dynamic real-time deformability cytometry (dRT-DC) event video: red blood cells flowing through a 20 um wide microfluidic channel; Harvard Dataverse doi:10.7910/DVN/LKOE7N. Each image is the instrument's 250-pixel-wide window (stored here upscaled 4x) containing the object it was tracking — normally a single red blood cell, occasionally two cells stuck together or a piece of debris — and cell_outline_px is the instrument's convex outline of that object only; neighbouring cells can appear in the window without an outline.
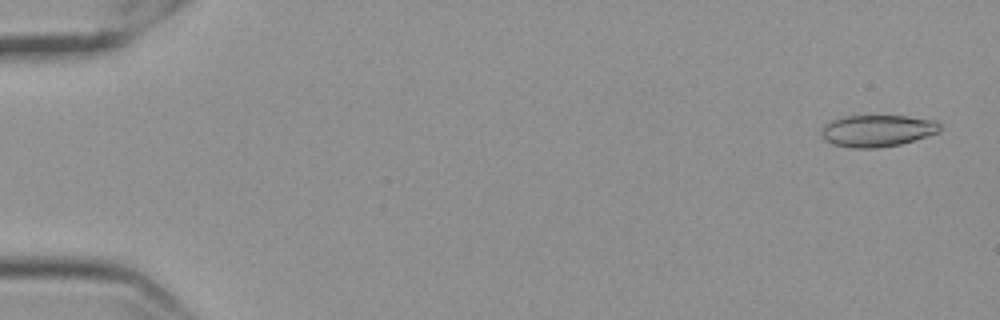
{"species": "Egyptian fruit bat (a non-hibernating species)", "species_latin": "Rousettus aegyptiacus", "temperature_condition": "cold", "stored_images_in_passage": 58, "camera_frame_rate_fps": 3000, "um_per_image_px": 0.085, "frame": {"image": 1, "passage_image": 3, "time_ms": 0.667, "image_size_px": [1000, 320], "cell_outline_px": [[940, 132], [900, 144], [876, 148], [852, 148], [832, 144], [824, 140], [820, 136], [820, 128], [824, 124], [832, 120], [844, 116], [908, 116], [936, 120], [940, 124]], "centroid_in_image_um": [74.53, 11.11], "position_along_channel_um": 10.5, "area_um2": 22.2}}
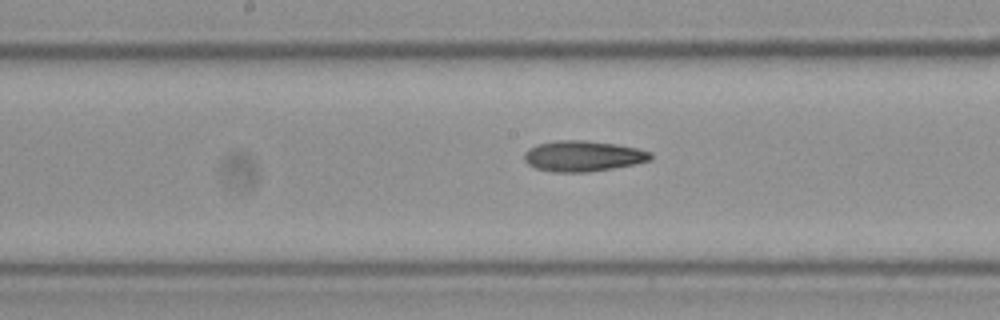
{"frame": {"image": 2, "passage_image": 31, "time_ms": 10.0, "image_size_px": [1000, 320], "cell_outline_px": [[652, 160], [612, 168], [588, 172], [552, 172], [536, 168], [528, 164], [524, 160], [524, 152], [528, 148], [536, 144], [556, 140], [584, 140], [616, 144], [640, 148], [652, 152]], "centroid_in_image_um": [49.54, 13.25], "position_along_channel_um": 198.7, "area_um2": 22.77}}
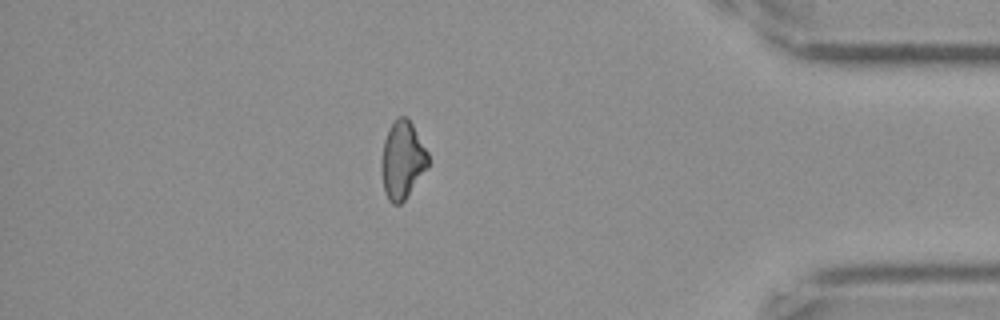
{"frame": {"image": 3, "passage_image": 51, "time_ms": 16.667, "image_size_px": [1000, 320], "cell_outline_px": [[428, 164], [404, 200], [400, 204], [392, 204], [388, 200], [384, 188], [384, 140], [392, 120], [396, 116], [408, 116], [428, 152]], "centroid_in_image_um": [34.23, 13.53], "position_along_channel_um": 401.0, "area_um2": 20.29}}